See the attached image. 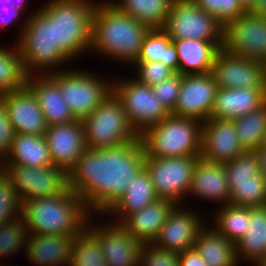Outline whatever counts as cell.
Returning a JSON list of instances; mask_svg holds the SVG:
<instances>
[{
	"instance_id": "cell-1",
	"label": "cell",
	"mask_w": 266,
	"mask_h": 266,
	"mask_svg": "<svg viewBox=\"0 0 266 266\" xmlns=\"http://www.w3.org/2000/svg\"><path fill=\"white\" fill-rule=\"evenodd\" d=\"M145 156L140 138L113 148H87L69 171L68 186L90 214L103 215L125 193L132 178L144 168Z\"/></svg>"
},
{
	"instance_id": "cell-2",
	"label": "cell",
	"mask_w": 266,
	"mask_h": 266,
	"mask_svg": "<svg viewBox=\"0 0 266 266\" xmlns=\"http://www.w3.org/2000/svg\"><path fill=\"white\" fill-rule=\"evenodd\" d=\"M97 1L92 19L90 51L133 65L150 28L122 12L109 0Z\"/></svg>"
},
{
	"instance_id": "cell-3",
	"label": "cell",
	"mask_w": 266,
	"mask_h": 266,
	"mask_svg": "<svg viewBox=\"0 0 266 266\" xmlns=\"http://www.w3.org/2000/svg\"><path fill=\"white\" fill-rule=\"evenodd\" d=\"M90 215L70 188L59 195L34 198L22 204V219L30 234L76 235L86 227Z\"/></svg>"
},
{
	"instance_id": "cell-4",
	"label": "cell",
	"mask_w": 266,
	"mask_h": 266,
	"mask_svg": "<svg viewBox=\"0 0 266 266\" xmlns=\"http://www.w3.org/2000/svg\"><path fill=\"white\" fill-rule=\"evenodd\" d=\"M49 1V2H48ZM38 10L53 24L54 43L73 61L90 51L95 0H48Z\"/></svg>"
},
{
	"instance_id": "cell-5",
	"label": "cell",
	"mask_w": 266,
	"mask_h": 266,
	"mask_svg": "<svg viewBox=\"0 0 266 266\" xmlns=\"http://www.w3.org/2000/svg\"><path fill=\"white\" fill-rule=\"evenodd\" d=\"M24 20L16 44L28 75L52 74L72 62L54 43L53 24L38 9Z\"/></svg>"
},
{
	"instance_id": "cell-6",
	"label": "cell",
	"mask_w": 266,
	"mask_h": 266,
	"mask_svg": "<svg viewBox=\"0 0 266 266\" xmlns=\"http://www.w3.org/2000/svg\"><path fill=\"white\" fill-rule=\"evenodd\" d=\"M202 122L193 118L169 115L148 127L141 135L146 156L167 158L200 156Z\"/></svg>"
},
{
	"instance_id": "cell-7",
	"label": "cell",
	"mask_w": 266,
	"mask_h": 266,
	"mask_svg": "<svg viewBox=\"0 0 266 266\" xmlns=\"http://www.w3.org/2000/svg\"><path fill=\"white\" fill-rule=\"evenodd\" d=\"M82 125L89 149L113 148L140 138L113 92L82 120Z\"/></svg>"
},
{
	"instance_id": "cell-8",
	"label": "cell",
	"mask_w": 266,
	"mask_h": 266,
	"mask_svg": "<svg viewBox=\"0 0 266 266\" xmlns=\"http://www.w3.org/2000/svg\"><path fill=\"white\" fill-rule=\"evenodd\" d=\"M49 75L60 86L63 100L77 120L90 115L112 92L113 81L94 72L67 67Z\"/></svg>"
},
{
	"instance_id": "cell-9",
	"label": "cell",
	"mask_w": 266,
	"mask_h": 266,
	"mask_svg": "<svg viewBox=\"0 0 266 266\" xmlns=\"http://www.w3.org/2000/svg\"><path fill=\"white\" fill-rule=\"evenodd\" d=\"M162 29L172 41H216L223 48L224 27L192 0H174Z\"/></svg>"
},
{
	"instance_id": "cell-10",
	"label": "cell",
	"mask_w": 266,
	"mask_h": 266,
	"mask_svg": "<svg viewBox=\"0 0 266 266\" xmlns=\"http://www.w3.org/2000/svg\"><path fill=\"white\" fill-rule=\"evenodd\" d=\"M117 80H113L112 92L122 103L132 127L139 135L171 114L156 98L151 86L133 78Z\"/></svg>"
},
{
	"instance_id": "cell-11",
	"label": "cell",
	"mask_w": 266,
	"mask_h": 266,
	"mask_svg": "<svg viewBox=\"0 0 266 266\" xmlns=\"http://www.w3.org/2000/svg\"><path fill=\"white\" fill-rule=\"evenodd\" d=\"M199 157L145 156L144 168L149 173L157 197L168 199L175 204H180L181 200L187 198L193 171Z\"/></svg>"
},
{
	"instance_id": "cell-12",
	"label": "cell",
	"mask_w": 266,
	"mask_h": 266,
	"mask_svg": "<svg viewBox=\"0 0 266 266\" xmlns=\"http://www.w3.org/2000/svg\"><path fill=\"white\" fill-rule=\"evenodd\" d=\"M3 174L22 203L34 198L59 195L69 188L68 173L54 165L41 168L3 165Z\"/></svg>"
},
{
	"instance_id": "cell-13",
	"label": "cell",
	"mask_w": 266,
	"mask_h": 266,
	"mask_svg": "<svg viewBox=\"0 0 266 266\" xmlns=\"http://www.w3.org/2000/svg\"><path fill=\"white\" fill-rule=\"evenodd\" d=\"M223 48L230 54L266 61V16L245 12L223 31Z\"/></svg>"
},
{
	"instance_id": "cell-14",
	"label": "cell",
	"mask_w": 266,
	"mask_h": 266,
	"mask_svg": "<svg viewBox=\"0 0 266 266\" xmlns=\"http://www.w3.org/2000/svg\"><path fill=\"white\" fill-rule=\"evenodd\" d=\"M218 88H266L264 62L230 54L221 48L211 70Z\"/></svg>"
},
{
	"instance_id": "cell-15",
	"label": "cell",
	"mask_w": 266,
	"mask_h": 266,
	"mask_svg": "<svg viewBox=\"0 0 266 266\" xmlns=\"http://www.w3.org/2000/svg\"><path fill=\"white\" fill-rule=\"evenodd\" d=\"M218 85L213 75H182L179 96L171 115L193 118L202 123L210 118Z\"/></svg>"
},
{
	"instance_id": "cell-16",
	"label": "cell",
	"mask_w": 266,
	"mask_h": 266,
	"mask_svg": "<svg viewBox=\"0 0 266 266\" xmlns=\"http://www.w3.org/2000/svg\"><path fill=\"white\" fill-rule=\"evenodd\" d=\"M92 221V222H91ZM97 224L92 214L86 227L97 237L108 266H139L142 243L120 224ZM99 225V226H98Z\"/></svg>"
},
{
	"instance_id": "cell-17",
	"label": "cell",
	"mask_w": 266,
	"mask_h": 266,
	"mask_svg": "<svg viewBox=\"0 0 266 266\" xmlns=\"http://www.w3.org/2000/svg\"><path fill=\"white\" fill-rule=\"evenodd\" d=\"M185 207L176 204L172 208L152 243L155 247L177 253L194 248L197 235L205 224L203 215Z\"/></svg>"
},
{
	"instance_id": "cell-18",
	"label": "cell",
	"mask_w": 266,
	"mask_h": 266,
	"mask_svg": "<svg viewBox=\"0 0 266 266\" xmlns=\"http://www.w3.org/2000/svg\"><path fill=\"white\" fill-rule=\"evenodd\" d=\"M245 151L236 134L234 120L209 118L203 122L201 158L224 164Z\"/></svg>"
},
{
	"instance_id": "cell-19",
	"label": "cell",
	"mask_w": 266,
	"mask_h": 266,
	"mask_svg": "<svg viewBox=\"0 0 266 266\" xmlns=\"http://www.w3.org/2000/svg\"><path fill=\"white\" fill-rule=\"evenodd\" d=\"M51 163L67 173L87 149L82 120L48 126L44 134Z\"/></svg>"
},
{
	"instance_id": "cell-20",
	"label": "cell",
	"mask_w": 266,
	"mask_h": 266,
	"mask_svg": "<svg viewBox=\"0 0 266 266\" xmlns=\"http://www.w3.org/2000/svg\"><path fill=\"white\" fill-rule=\"evenodd\" d=\"M0 98L15 134H45L48 125L36 96L28 86L2 94Z\"/></svg>"
},
{
	"instance_id": "cell-21",
	"label": "cell",
	"mask_w": 266,
	"mask_h": 266,
	"mask_svg": "<svg viewBox=\"0 0 266 266\" xmlns=\"http://www.w3.org/2000/svg\"><path fill=\"white\" fill-rule=\"evenodd\" d=\"M189 196L213 201L218 206L229 204L230 190L223 163L210 162L199 157L193 171ZM221 204V205H220Z\"/></svg>"
},
{
	"instance_id": "cell-22",
	"label": "cell",
	"mask_w": 266,
	"mask_h": 266,
	"mask_svg": "<svg viewBox=\"0 0 266 266\" xmlns=\"http://www.w3.org/2000/svg\"><path fill=\"white\" fill-rule=\"evenodd\" d=\"M74 235L28 233L25 255L36 266H71Z\"/></svg>"
},
{
	"instance_id": "cell-23",
	"label": "cell",
	"mask_w": 266,
	"mask_h": 266,
	"mask_svg": "<svg viewBox=\"0 0 266 266\" xmlns=\"http://www.w3.org/2000/svg\"><path fill=\"white\" fill-rule=\"evenodd\" d=\"M266 103V88H218L210 118L235 120Z\"/></svg>"
},
{
	"instance_id": "cell-24",
	"label": "cell",
	"mask_w": 266,
	"mask_h": 266,
	"mask_svg": "<svg viewBox=\"0 0 266 266\" xmlns=\"http://www.w3.org/2000/svg\"><path fill=\"white\" fill-rule=\"evenodd\" d=\"M27 86L36 96L48 126L76 120L63 100L60 86L49 74L29 75Z\"/></svg>"
},
{
	"instance_id": "cell-25",
	"label": "cell",
	"mask_w": 266,
	"mask_h": 266,
	"mask_svg": "<svg viewBox=\"0 0 266 266\" xmlns=\"http://www.w3.org/2000/svg\"><path fill=\"white\" fill-rule=\"evenodd\" d=\"M175 205L168 199H158L140 211L128 215L120 224L142 244H152Z\"/></svg>"
},
{
	"instance_id": "cell-26",
	"label": "cell",
	"mask_w": 266,
	"mask_h": 266,
	"mask_svg": "<svg viewBox=\"0 0 266 266\" xmlns=\"http://www.w3.org/2000/svg\"><path fill=\"white\" fill-rule=\"evenodd\" d=\"M173 42L179 60L178 73L182 75L210 73L214 59L222 48L216 41L183 39Z\"/></svg>"
},
{
	"instance_id": "cell-27",
	"label": "cell",
	"mask_w": 266,
	"mask_h": 266,
	"mask_svg": "<svg viewBox=\"0 0 266 266\" xmlns=\"http://www.w3.org/2000/svg\"><path fill=\"white\" fill-rule=\"evenodd\" d=\"M157 197L149 173L143 168L128 183L125 193L105 213L115 217L116 223H121L128 215L140 211L144 207L154 203Z\"/></svg>"
},
{
	"instance_id": "cell-28",
	"label": "cell",
	"mask_w": 266,
	"mask_h": 266,
	"mask_svg": "<svg viewBox=\"0 0 266 266\" xmlns=\"http://www.w3.org/2000/svg\"><path fill=\"white\" fill-rule=\"evenodd\" d=\"M3 165H20L32 168L51 166V158L44 135L15 134Z\"/></svg>"
},
{
	"instance_id": "cell-29",
	"label": "cell",
	"mask_w": 266,
	"mask_h": 266,
	"mask_svg": "<svg viewBox=\"0 0 266 266\" xmlns=\"http://www.w3.org/2000/svg\"><path fill=\"white\" fill-rule=\"evenodd\" d=\"M194 248L208 266H238L235 244L212 225L200 229Z\"/></svg>"
},
{
	"instance_id": "cell-30",
	"label": "cell",
	"mask_w": 266,
	"mask_h": 266,
	"mask_svg": "<svg viewBox=\"0 0 266 266\" xmlns=\"http://www.w3.org/2000/svg\"><path fill=\"white\" fill-rule=\"evenodd\" d=\"M235 246L238 261L255 265L266 256V205L250 207L248 230Z\"/></svg>"
},
{
	"instance_id": "cell-31",
	"label": "cell",
	"mask_w": 266,
	"mask_h": 266,
	"mask_svg": "<svg viewBox=\"0 0 266 266\" xmlns=\"http://www.w3.org/2000/svg\"><path fill=\"white\" fill-rule=\"evenodd\" d=\"M150 29H162L174 0H109Z\"/></svg>"
},
{
	"instance_id": "cell-32",
	"label": "cell",
	"mask_w": 266,
	"mask_h": 266,
	"mask_svg": "<svg viewBox=\"0 0 266 266\" xmlns=\"http://www.w3.org/2000/svg\"><path fill=\"white\" fill-rule=\"evenodd\" d=\"M162 62L178 73L179 60L174 42L163 29H150L136 62Z\"/></svg>"
},
{
	"instance_id": "cell-33",
	"label": "cell",
	"mask_w": 266,
	"mask_h": 266,
	"mask_svg": "<svg viewBox=\"0 0 266 266\" xmlns=\"http://www.w3.org/2000/svg\"><path fill=\"white\" fill-rule=\"evenodd\" d=\"M11 48L0 47V96L21 89L28 82L29 75L17 44Z\"/></svg>"
},
{
	"instance_id": "cell-34",
	"label": "cell",
	"mask_w": 266,
	"mask_h": 266,
	"mask_svg": "<svg viewBox=\"0 0 266 266\" xmlns=\"http://www.w3.org/2000/svg\"><path fill=\"white\" fill-rule=\"evenodd\" d=\"M219 208V211L214 213L213 226L236 245L248 230L250 207L236 206L229 203Z\"/></svg>"
},
{
	"instance_id": "cell-35",
	"label": "cell",
	"mask_w": 266,
	"mask_h": 266,
	"mask_svg": "<svg viewBox=\"0 0 266 266\" xmlns=\"http://www.w3.org/2000/svg\"><path fill=\"white\" fill-rule=\"evenodd\" d=\"M236 134L245 150L255 151L266 137V103L259 109L234 120Z\"/></svg>"
},
{
	"instance_id": "cell-36",
	"label": "cell",
	"mask_w": 266,
	"mask_h": 266,
	"mask_svg": "<svg viewBox=\"0 0 266 266\" xmlns=\"http://www.w3.org/2000/svg\"><path fill=\"white\" fill-rule=\"evenodd\" d=\"M71 266H108L100 242L87 227L74 235Z\"/></svg>"
},
{
	"instance_id": "cell-37",
	"label": "cell",
	"mask_w": 266,
	"mask_h": 266,
	"mask_svg": "<svg viewBox=\"0 0 266 266\" xmlns=\"http://www.w3.org/2000/svg\"><path fill=\"white\" fill-rule=\"evenodd\" d=\"M228 188L230 204L244 207L266 205V177L262 173L256 181L228 182Z\"/></svg>"
},
{
	"instance_id": "cell-38",
	"label": "cell",
	"mask_w": 266,
	"mask_h": 266,
	"mask_svg": "<svg viewBox=\"0 0 266 266\" xmlns=\"http://www.w3.org/2000/svg\"><path fill=\"white\" fill-rule=\"evenodd\" d=\"M28 233L22 217L0 224V259L23 250L26 252Z\"/></svg>"
},
{
	"instance_id": "cell-39",
	"label": "cell",
	"mask_w": 266,
	"mask_h": 266,
	"mask_svg": "<svg viewBox=\"0 0 266 266\" xmlns=\"http://www.w3.org/2000/svg\"><path fill=\"white\" fill-rule=\"evenodd\" d=\"M224 165L227 182L256 181L261 174L256 151L246 150Z\"/></svg>"
},
{
	"instance_id": "cell-40",
	"label": "cell",
	"mask_w": 266,
	"mask_h": 266,
	"mask_svg": "<svg viewBox=\"0 0 266 266\" xmlns=\"http://www.w3.org/2000/svg\"><path fill=\"white\" fill-rule=\"evenodd\" d=\"M200 9L204 10L225 27L240 15L247 12L239 0H192Z\"/></svg>"
},
{
	"instance_id": "cell-41",
	"label": "cell",
	"mask_w": 266,
	"mask_h": 266,
	"mask_svg": "<svg viewBox=\"0 0 266 266\" xmlns=\"http://www.w3.org/2000/svg\"><path fill=\"white\" fill-rule=\"evenodd\" d=\"M22 201L9 180L0 175V224L22 217Z\"/></svg>"
},
{
	"instance_id": "cell-42",
	"label": "cell",
	"mask_w": 266,
	"mask_h": 266,
	"mask_svg": "<svg viewBox=\"0 0 266 266\" xmlns=\"http://www.w3.org/2000/svg\"><path fill=\"white\" fill-rule=\"evenodd\" d=\"M132 66L138 73L134 79L151 87L176 74L170 67L158 61L135 62Z\"/></svg>"
},
{
	"instance_id": "cell-43",
	"label": "cell",
	"mask_w": 266,
	"mask_h": 266,
	"mask_svg": "<svg viewBox=\"0 0 266 266\" xmlns=\"http://www.w3.org/2000/svg\"><path fill=\"white\" fill-rule=\"evenodd\" d=\"M139 266H179L178 253L159 249L153 244H143Z\"/></svg>"
},
{
	"instance_id": "cell-44",
	"label": "cell",
	"mask_w": 266,
	"mask_h": 266,
	"mask_svg": "<svg viewBox=\"0 0 266 266\" xmlns=\"http://www.w3.org/2000/svg\"><path fill=\"white\" fill-rule=\"evenodd\" d=\"M182 83V74L176 73L171 78L152 86L156 98L171 113L176 104Z\"/></svg>"
},
{
	"instance_id": "cell-45",
	"label": "cell",
	"mask_w": 266,
	"mask_h": 266,
	"mask_svg": "<svg viewBox=\"0 0 266 266\" xmlns=\"http://www.w3.org/2000/svg\"><path fill=\"white\" fill-rule=\"evenodd\" d=\"M15 131L8 118L7 110L0 98V159L3 161L9 153Z\"/></svg>"
},
{
	"instance_id": "cell-46",
	"label": "cell",
	"mask_w": 266,
	"mask_h": 266,
	"mask_svg": "<svg viewBox=\"0 0 266 266\" xmlns=\"http://www.w3.org/2000/svg\"><path fill=\"white\" fill-rule=\"evenodd\" d=\"M19 14H23L21 10L13 7L11 4L7 5L4 0H0V29L5 28L18 20Z\"/></svg>"
},
{
	"instance_id": "cell-47",
	"label": "cell",
	"mask_w": 266,
	"mask_h": 266,
	"mask_svg": "<svg viewBox=\"0 0 266 266\" xmlns=\"http://www.w3.org/2000/svg\"><path fill=\"white\" fill-rule=\"evenodd\" d=\"M178 261L179 266H208L195 248L179 252Z\"/></svg>"
},
{
	"instance_id": "cell-48",
	"label": "cell",
	"mask_w": 266,
	"mask_h": 266,
	"mask_svg": "<svg viewBox=\"0 0 266 266\" xmlns=\"http://www.w3.org/2000/svg\"><path fill=\"white\" fill-rule=\"evenodd\" d=\"M255 151L259 159L260 172L266 177V145L263 144Z\"/></svg>"
},
{
	"instance_id": "cell-49",
	"label": "cell",
	"mask_w": 266,
	"mask_h": 266,
	"mask_svg": "<svg viewBox=\"0 0 266 266\" xmlns=\"http://www.w3.org/2000/svg\"><path fill=\"white\" fill-rule=\"evenodd\" d=\"M249 12L253 15L266 16V0H256L255 5Z\"/></svg>"
},
{
	"instance_id": "cell-50",
	"label": "cell",
	"mask_w": 266,
	"mask_h": 266,
	"mask_svg": "<svg viewBox=\"0 0 266 266\" xmlns=\"http://www.w3.org/2000/svg\"><path fill=\"white\" fill-rule=\"evenodd\" d=\"M27 0H4V2L7 4V5H12L13 7L21 10V11H24L26 8H27V2H25Z\"/></svg>"
},
{
	"instance_id": "cell-51",
	"label": "cell",
	"mask_w": 266,
	"mask_h": 266,
	"mask_svg": "<svg viewBox=\"0 0 266 266\" xmlns=\"http://www.w3.org/2000/svg\"><path fill=\"white\" fill-rule=\"evenodd\" d=\"M242 7L249 12L252 7L255 5L256 0H239Z\"/></svg>"
},
{
	"instance_id": "cell-52",
	"label": "cell",
	"mask_w": 266,
	"mask_h": 266,
	"mask_svg": "<svg viewBox=\"0 0 266 266\" xmlns=\"http://www.w3.org/2000/svg\"><path fill=\"white\" fill-rule=\"evenodd\" d=\"M255 266H266V256L262 259H260Z\"/></svg>"
},
{
	"instance_id": "cell-53",
	"label": "cell",
	"mask_w": 266,
	"mask_h": 266,
	"mask_svg": "<svg viewBox=\"0 0 266 266\" xmlns=\"http://www.w3.org/2000/svg\"><path fill=\"white\" fill-rule=\"evenodd\" d=\"M3 173V161L0 159V175Z\"/></svg>"
},
{
	"instance_id": "cell-54",
	"label": "cell",
	"mask_w": 266,
	"mask_h": 266,
	"mask_svg": "<svg viewBox=\"0 0 266 266\" xmlns=\"http://www.w3.org/2000/svg\"><path fill=\"white\" fill-rule=\"evenodd\" d=\"M264 67H265V81H266V61L264 62Z\"/></svg>"
}]
</instances>
